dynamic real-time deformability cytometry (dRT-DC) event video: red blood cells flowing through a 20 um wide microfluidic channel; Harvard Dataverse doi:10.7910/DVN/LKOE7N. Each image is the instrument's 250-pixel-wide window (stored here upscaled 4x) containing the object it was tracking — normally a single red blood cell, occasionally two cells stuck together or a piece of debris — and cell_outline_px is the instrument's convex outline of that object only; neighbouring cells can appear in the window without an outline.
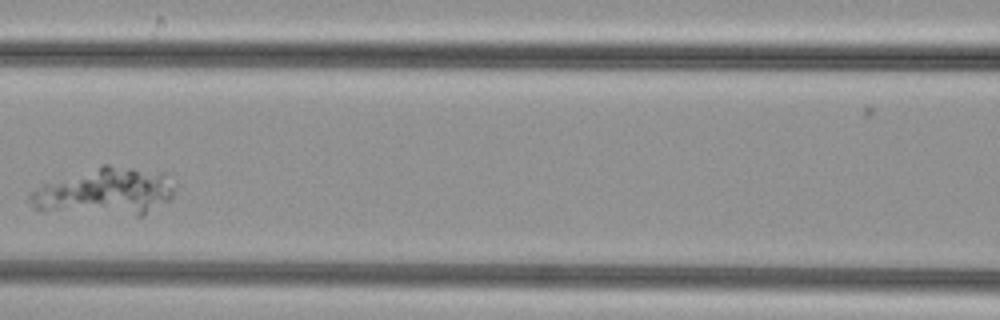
{"species": "common noctule bat (a hibernating species)", "species_latin": "Nyctalus noctula", "temperature_condition": "cold", "stored_images_in_passage": 8, "camera_frame_rate_fps": 3000, "um_per_image_px": 0.085, "animal": {"sex": "female", "body_mass_g": 29.2, "forearm_length_mm": 56.3}, "frame": {"image": 1, "passage_image": 8, "time_ms": 8.333, "image_size_px": [1000, 320], "cell_outline_px": [[176, 188], [172, 196], [168, 200], [144, 216], [136, 216], [32, 208], [28, 200], [28, 196], [32, 192], [44, 184], [104, 164], [108, 164], [168, 172]], "centroid_in_image_um": [9.06, 16.27], "position_along_channel_um": 157.5, "area_um2": 39.71}}